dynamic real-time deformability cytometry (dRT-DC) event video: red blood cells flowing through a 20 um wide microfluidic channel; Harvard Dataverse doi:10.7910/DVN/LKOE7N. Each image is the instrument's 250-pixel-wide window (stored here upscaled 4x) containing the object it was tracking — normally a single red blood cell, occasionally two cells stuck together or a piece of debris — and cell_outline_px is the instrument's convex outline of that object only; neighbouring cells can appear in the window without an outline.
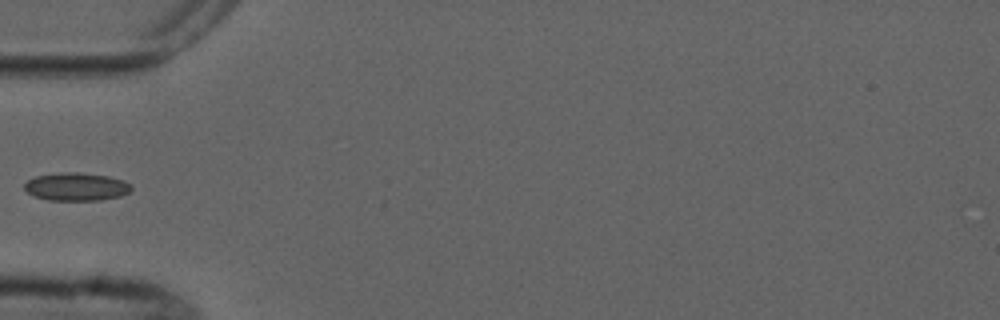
{"species": "common noctule bat (a hibernating species)", "species_latin": "Nyctalus noctula", "temperature_condition": "cold", "stored_images_in_passage": 7, "camera_frame_rate_fps": 3000, "um_per_image_px": 0.085, "animal": {"sex": "male", "forearm_length_mm": 52.5}, "frame": {"image": 1, "passage_image": 6, "time_ms": 6.0, "image_size_px": [1000, 320], "cell_outline_px": [[132, 188], [128, 192], [120, 196], [100, 200], [48, 200], [36, 196], [28, 192], [24, 188], [24, 184], [28, 180], [36, 176], [64, 172], [76, 172], [108, 176], [132, 184]], "centroid_in_image_um": [6.49, 15.87], "position_along_channel_um": 78.5, "area_um2": 17.22}}
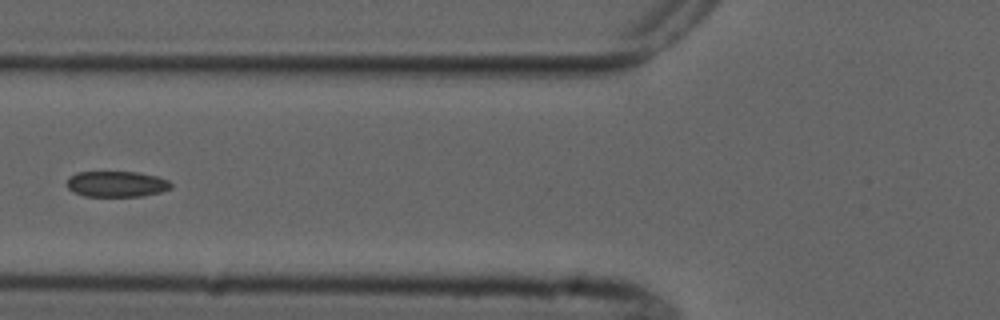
{"frame": {"image": 2, "passage_image": 7, "time_ms": 7.0, "image_size_px": [1000, 320], "cell_outline_px": [[172, 188], [160, 192], [140, 196], [84, 196], [68, 188], [68, 176], [76, 172], [136, 172], [156, 176], [168, 180], [172, 184]], "centroid_in_image_um": [9.92, 15.63], "position_along_channel_um": 115.9, "area_um2": 15.55}}